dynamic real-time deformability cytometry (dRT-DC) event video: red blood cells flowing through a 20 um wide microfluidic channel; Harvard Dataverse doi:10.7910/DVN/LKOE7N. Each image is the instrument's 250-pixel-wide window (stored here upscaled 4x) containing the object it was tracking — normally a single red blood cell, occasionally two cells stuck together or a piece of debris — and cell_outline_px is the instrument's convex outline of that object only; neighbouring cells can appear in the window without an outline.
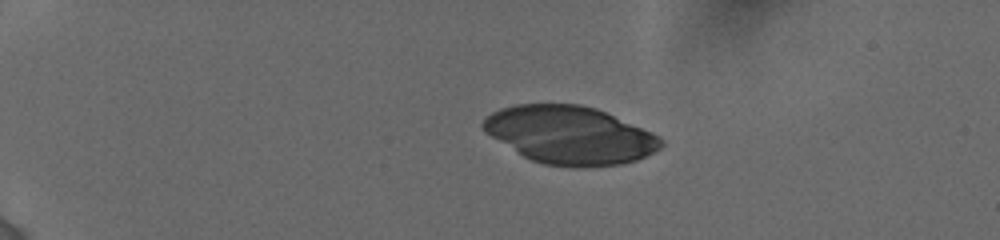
{"species": "human", "species_latin": "Homo sapiens", "temperature_condition": "cold", "stored_images_in_passage": 15, "camera_frame_rate_fps": 3000, "um_per_image_px": 0.085, "donor": {"sex": "female"}, "frame": {"image": 1, "passage_image": 1, "time_ms": 0.0, "image_size_px": [1000, 240], "cell_outline_px": [[664, 144], [660, 148], [636, 160], [620, 164], [584, 168], [576, 168], [544, 164], [532, 160], [524, 156], [484, 132], [480, 128], [480, 124], [492, 112], [500, 108], [516, 104], [580, 104], [596, 108], [652, 132], [660, 136], [664, 140]], "centroid_in_image_um": [48.43, 11.48], "position_along_channel_um": 36.6, "area_um2": 60.0}}